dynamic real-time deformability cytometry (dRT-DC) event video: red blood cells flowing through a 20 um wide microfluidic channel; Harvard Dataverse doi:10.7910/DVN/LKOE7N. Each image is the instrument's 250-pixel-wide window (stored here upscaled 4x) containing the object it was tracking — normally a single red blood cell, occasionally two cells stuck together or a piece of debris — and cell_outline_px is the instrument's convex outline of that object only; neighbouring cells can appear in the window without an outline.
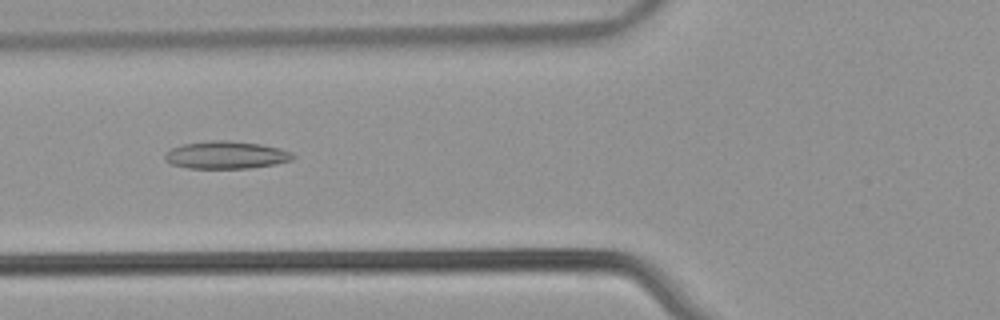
{"species": "common noctule bat (a hibernating species)", "species_latin": "Nyctalus noctula", "temperature_condition": "warm", "stored_images_in_passage": 37, "camera_frame_rate_fps": 3000, "um_per_image_px": 0.085, "animal": {"sex": "male", "body_mass_g": 21.5, "forearm_length_mm": 52.0}, "frame": {"image": 1, "passage_image": 5, "time_ms": 1.333, "image_size_px": [1000, 320], "cell_outline_px": [[296, 156], [292, 160], [276, 164], [248, 168], [188, 168], [172, 164], [164, 160], [164, 156], [172, 148], [184, 144], [208, 140], [228, 140], [260, 144], [280, 148], [292, 152]], "centroid_in_image_um": [19.25, 13.17], "position_along_channel_um": 106.6, "area_um2": 20.58}}
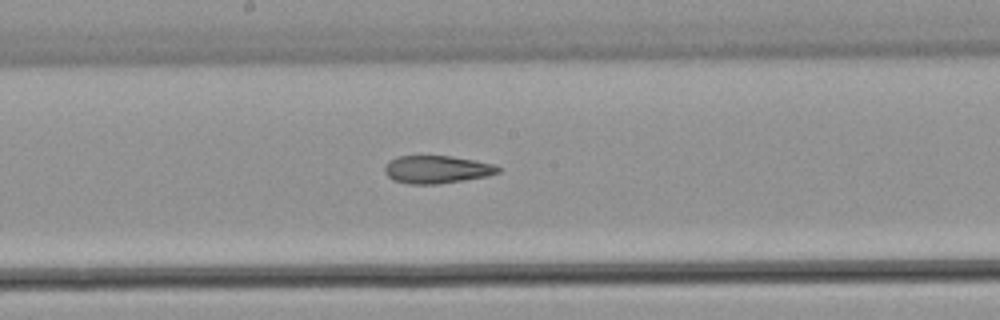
{"frame": {"image": 2, "passage_image": 13, "time_ms": 4.0, "image_size_px": [1000, 320], "cell_outline_px": [[500, 172], [488, 176], [464, 180], [436, 184], [408, 184], [392, 180], [384, 172], [384, 168], [392, 160], [400, 156], [452, 156], [496, 164], [500, 168]], "centroid_in_image_um": [37.17, 14.41], "position_along_channel_um": 211.0, "area_um2": 18.32}}
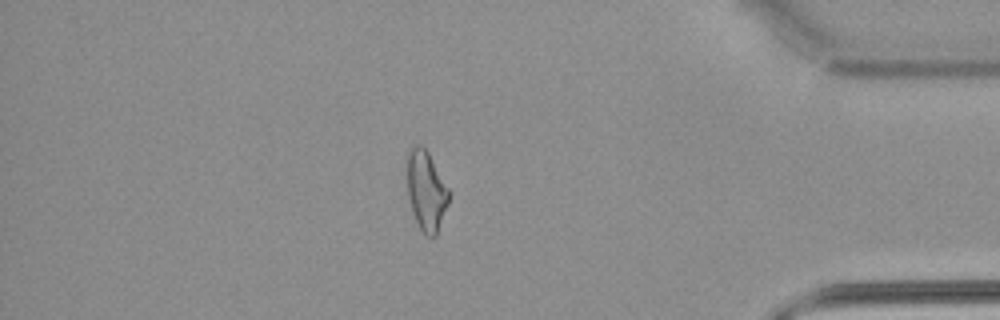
{"frame": {"image": 3, "passage_image": 30, "time_ms": 9.667, "image_size_px": [1000, 320], "cell_outline_px": [[448, 204], [436, 236], [428, 236], [420, 228], [412, 212], [408, 196], [404, 168], [404, 160], [408, 148], [412, 144], [420, 144], [428, 152], [448, 188]], "centroid_in_image_um": [36.15, 16.11], "position_along_channel_um": 399.1, "area_um2": 19.88}, "authors_computed_cell_mechanics": {"area_um2": 19.363, "velocity_mm_per_s": 3.9092, "shape_relaxation_time_tau1_ms": null, "shape_relaxation_time_tau2_ms": 3.6007, "deformation_change_tau1": null, "deformation_change_tau2": 0.1217}}